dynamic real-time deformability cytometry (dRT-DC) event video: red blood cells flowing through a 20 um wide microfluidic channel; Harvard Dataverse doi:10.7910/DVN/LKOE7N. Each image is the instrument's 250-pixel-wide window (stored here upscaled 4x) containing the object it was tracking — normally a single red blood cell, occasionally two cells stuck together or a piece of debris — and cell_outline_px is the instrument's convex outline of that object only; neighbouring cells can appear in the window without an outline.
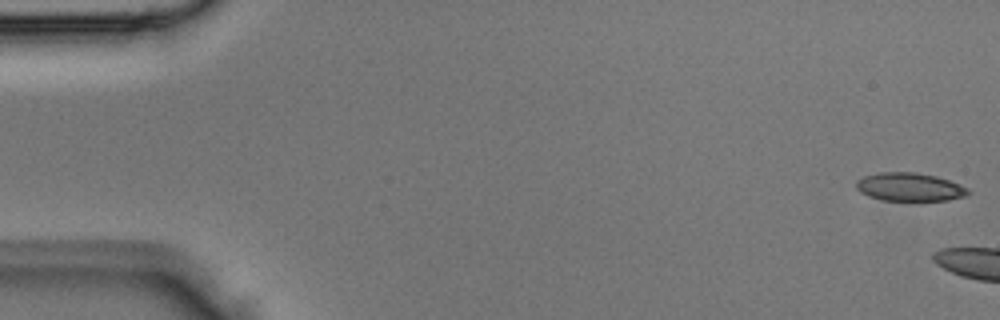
{"species": "Egyptian fruit bat (a non-hibernating species)", "species_latin": "Rousettus aegyptiacus", "temperature_condition": "room temperature", "stored_images_in_passage": 6, "camera_frame_rate_fps": 3000, "um_per_image_px": 0.085, "animal": {"sex": "male"}, "frame": {"image": 1, "passage_image": 1, "time_ms": 0.0, "image_size_px": [1000, 320], "cell_outline_px": [[972, 192], [964, 196], [948, 200], [880, 200], [868, 196], [860, 192], [856, 188], [856, 180], [864, 176], [880, 172], [916, 172], [936, 176], [948, 180], [968, 188]], "centroid_in_image_um": [77.29, 15.89], "position_along_channel_um": 7.7, "area_um2": 18.44}}